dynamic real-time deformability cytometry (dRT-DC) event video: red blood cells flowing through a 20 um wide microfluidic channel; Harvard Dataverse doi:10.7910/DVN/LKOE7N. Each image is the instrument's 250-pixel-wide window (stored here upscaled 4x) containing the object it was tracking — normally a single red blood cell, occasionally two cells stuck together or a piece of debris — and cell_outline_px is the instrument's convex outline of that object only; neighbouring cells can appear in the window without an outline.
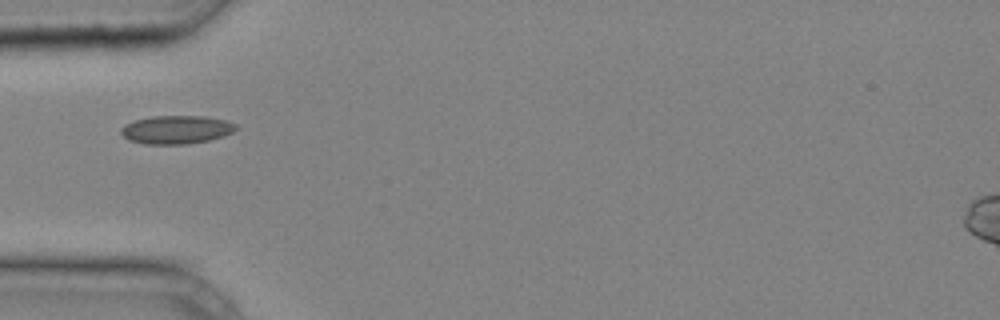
{"species": "common noctule bat (a hibernating species)", "species_latin": "Nyctalus noctula", "temperature_condition": "cold", "stored_images_in_passage": 25, "camera_frame_rate_fps": 3000, "um_per_image_px": 0.085, "animal": {"sex": "male", "body_mass_g": 20.4}, "frame": {"image": 1, "passage_image": 1, "time_ms": 0.0, "image_size_px": [1000, 320], "cell_outline_px": [[240, 128], [224, 136], [208, 140], [188, 144], [144, 144], [128, 140], [120, 132], [120, 128], [124, 124], [136, 120], [152, 116], [204, 116], [224, 120], [236, 124]], "centroid_in_image_um": [14.99, 11.02], "position_along_channel_um": 70.0, "area_um2": 19.07}}
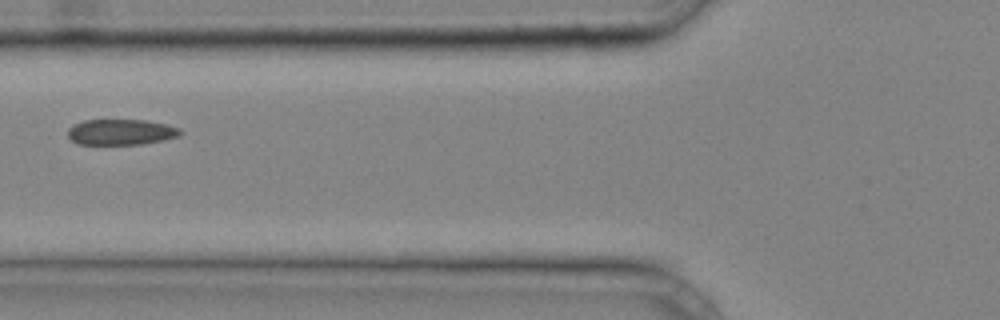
{"frame": {"image": 2, "passage_image": 4, "time_ms": 1.0, "image_size_px": [1000, 320], "cell_outline_px": [[184, 132], [180, 136], [164, 140], [140, 144], [76, 144], [68, 136], [68, 128], [84, 120], [144, 120], [168, 124], [180, 128]], "centroid_in_image_um": [10.33, 11.22], "position_along_channel_um": 115.5, "area_um2": 16.94}}